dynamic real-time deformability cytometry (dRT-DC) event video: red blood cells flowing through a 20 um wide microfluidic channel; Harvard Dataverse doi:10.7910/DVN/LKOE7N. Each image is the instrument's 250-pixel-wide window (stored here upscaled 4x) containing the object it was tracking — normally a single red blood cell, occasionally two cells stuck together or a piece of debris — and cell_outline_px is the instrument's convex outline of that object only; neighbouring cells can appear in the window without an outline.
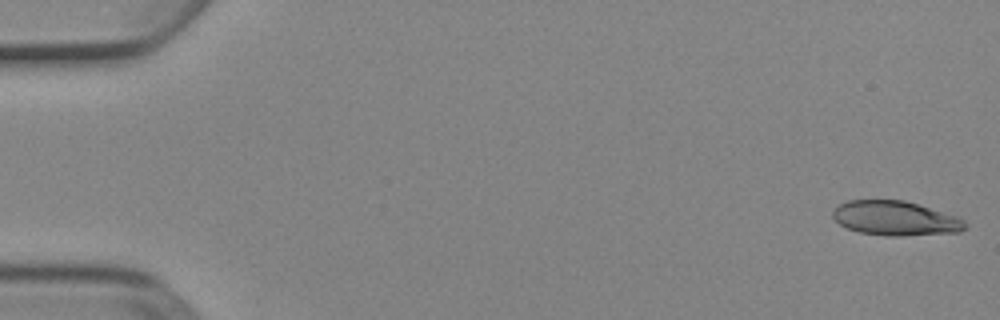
{"species": "Egyptian fruit bat (a non-hibernating species)", "species_latin": "Rousettus aegyptiacus", "temperature_condition": "cold", "stored_images_in_passage": 14, "camera_frame_rate_fps": 3000, "um_per_image_px": 0.085, "animal": {"sex": "female"}, "frame": {"image": 1, "passage_image": 1, "time_ms": 0.0, "image_size_px": [1000, 320], "cell_outline_px": [[968, 224], [960, 232], [904, 236], [888, 236], [860, 232], [848, 228], [840, 224], [832, 216], [832, 212], [840, 204], [848, 200], [904, 200], [956, 216], [964, 220]], "centroid_in_image_um": [76.12, 18.56], "position_along_channel_um": 8.9, "area_um2": 26.41}}
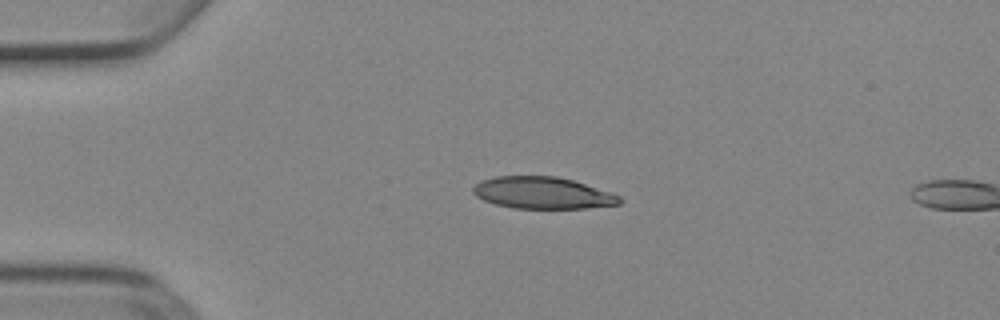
{"frame": {"image": 2, "passage_image": 12, "time_ms": 3.667, "image_size_px": [1000, 320], "cell_outline_px": [[624, 200], [620, 204], [584, 208], [512, 208], [496, 204], [484, 200], [476, 196], [472, 192], [472, 188], [480, 180], [496, 176], [556, 176], [572, 180], [612, 192], [620, 196]], "centroid_in_image_um": [46.12, 16.39], "position_along_channel_um": 38.9, "area_um2": 27.22}}